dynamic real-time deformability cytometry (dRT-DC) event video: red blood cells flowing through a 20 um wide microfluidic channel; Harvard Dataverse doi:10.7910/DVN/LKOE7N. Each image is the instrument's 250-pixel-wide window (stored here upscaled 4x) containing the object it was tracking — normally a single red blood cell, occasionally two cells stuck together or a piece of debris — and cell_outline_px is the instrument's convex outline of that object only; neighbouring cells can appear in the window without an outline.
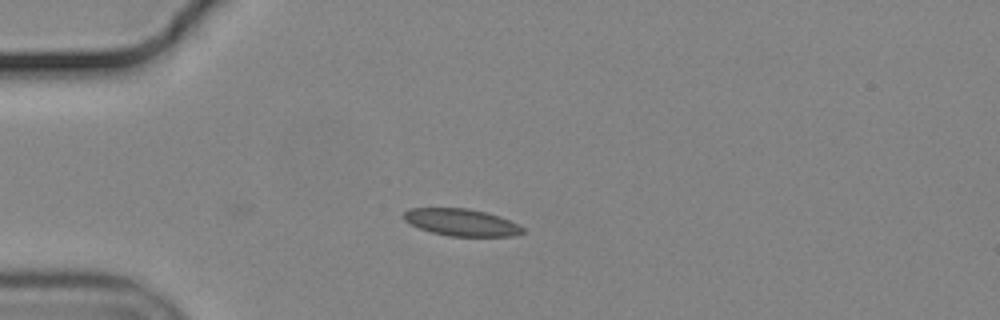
{"species": "common noctule bat (a hibernating species)", "species_latin": "Nyctalus noctula", "temperature_condition": "cold", "stored_images_in_passage": 38, "camera_frame_rate_fps": 3000, "um_per_image_px": 0.085, "animal": {"sex": "male", "body_mass_g": 19.2, "forearm_length_mm": 51.8}, "frame": {"image": 1, "passage_image": 1, "time_ms": 0.0, "image_size_px": [1000, 320], "cell_outline_px": [[524, 232], [512, 236], [448, 236], [432, 232], [420, 228], [404, 220], [404, 212], [412, 208], [468, 208], [500, 216], [524, 228]], "centroid_in_image_um": [39.22, 18.9], "position_along_channel_um": 45.8, "area_um2": 18.5}}
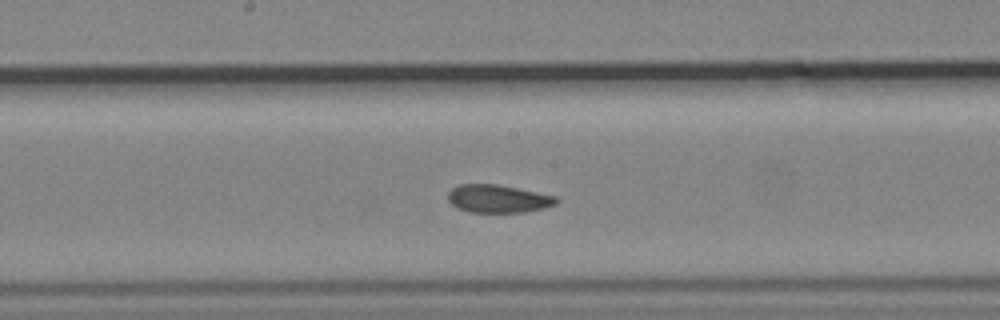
{"frame": {"image": 2, "passage_image": 16, "time_ms": 5.0, "image_size_px": [1000, 320], "cell_outline_px": [[560, 200], [556, 204], [544, 208], [524, 212], [468, 212], [456, 208], [448, 200], [448, 192], [452, 188], [460, 184], [496, 184], [556, 196]], "centroid_in_image_um": [42.32, 16.9], "position_along_channel_um": 205.9, "area_um2": 17.63}}
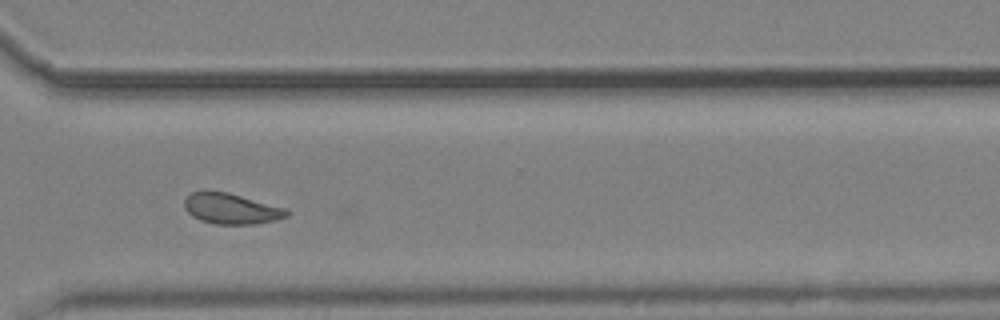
{"frame": {"image": 3, "passage_image": 28, "time_ms": 9.0, "image_size_px": [1000, 320], "cell_outline_px": [[292, 212], [288, 216], [276, 220], [256, 224], [216, 224], [200, 220], [192, 216], [184, 208], [184, 200], [192, 192], [228, 192], [288, 208]], "centroid_in_image_um": [19.72, 17.75], "position_along_channel_um": 350.9, "area_um2": 18.38}}